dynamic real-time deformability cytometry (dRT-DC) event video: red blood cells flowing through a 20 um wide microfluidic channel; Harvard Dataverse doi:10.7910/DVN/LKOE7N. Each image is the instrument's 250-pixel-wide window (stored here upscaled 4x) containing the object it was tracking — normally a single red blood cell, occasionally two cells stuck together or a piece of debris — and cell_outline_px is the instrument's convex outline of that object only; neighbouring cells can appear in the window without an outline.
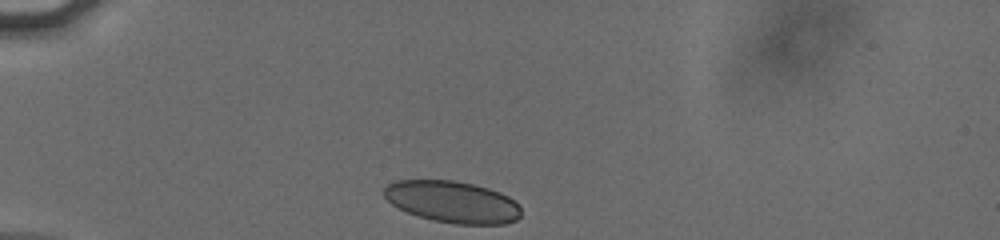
{"species": "human", "species_latin": "Homo sapiens", "temperature_condition": "cold", "stored_images_in_passage": 32, "camera_frame_rate_fps": 3000, "um_per_image_px": 0.085, "donor": {"sex": "male"}, "frame": {"image": 1, "passage_image": 1, "time_ms": 0.0, "image_size_px": [1000, 240], "cell_outline_px": [[520, 216], [516, 220], [504, 224], [456, 224], [432, 220], [408, 212], [392, 204], [384, 196], [384, 188], [388, 184], [396, 180], [452, 180], [472, 184], [488, 188], [500, 192], [508, 196], [520, 208]], "centroid_in_image_um": [38.45, 17.15], "position_along_channel_um": 46.5, "area_um2": 33.06}}
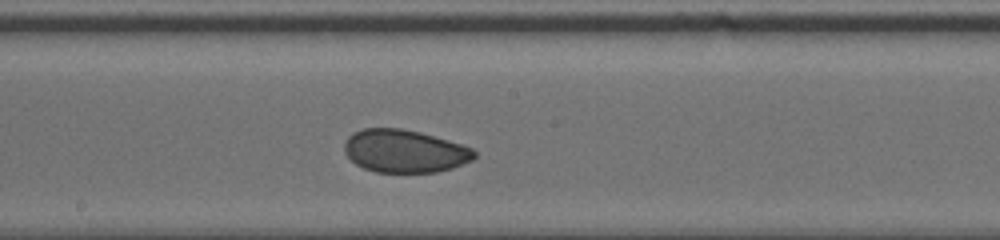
{"frame": {"image": 2, "passage_image": 17, "time_ms": 5.333, "image_size_px": [1000, 240], "cell_outline_px": [[476, 156], [472, 160], [452, 168], [436, 172], [376, 172], [364, 168], [356, 164], [344, 152], [344, 144], [348, 136], [352, 132], [364, 128], [400, 128], [420, 132], [460, 144], [472, 148], [476, 152]], "centroid_in_image_um": [34.37, 12.84], "position_along_channel_um": 213.8, "area_um2": 32.37}}
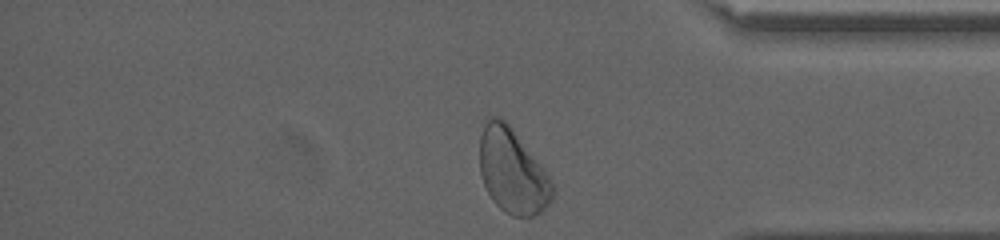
{"frame": {"image": 3, "passage_image": 32, "time_ms": 10.333, "image_size_px": [1000, 240], "cell_outline_px": [[556, 192], [552, 200], [540, 212], [532, 216], [512, 216], [504, 212], [492, 200], [484, 184], [480, 172], [480, 136], [484, 124], [488, 116], [500, 116], [512, 128], [544, 168], [552, 180], [556, 188]], "centroid_in_image_um": [43.57, 14.55], "position_along_channel_um": 391.6, "area_um2": 36.13}, "authors_computed_cell_mechanics": {"area_um2": 32.9171, "velocity_mm_per_s": 3.7994, "shape_relaxation_time_tau1_ms": 9.7406, "shape_relaxation_time_tau2_ms": 1.2918, "deformation_change_tau1": 0.1502, "deformation_change_tau2": 0.0441}}